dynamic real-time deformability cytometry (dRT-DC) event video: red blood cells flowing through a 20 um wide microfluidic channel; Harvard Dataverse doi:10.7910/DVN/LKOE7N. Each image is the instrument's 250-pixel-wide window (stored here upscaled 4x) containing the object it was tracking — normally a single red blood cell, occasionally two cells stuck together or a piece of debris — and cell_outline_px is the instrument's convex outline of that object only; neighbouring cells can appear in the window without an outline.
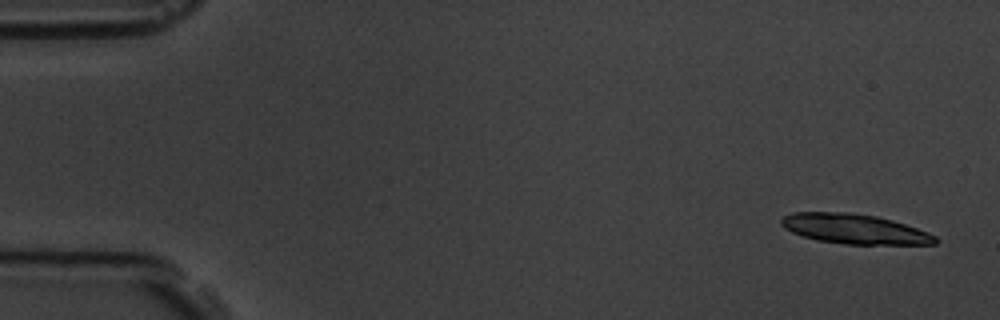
{"species": "common noctule bat (a hibernating species)", "species_latin": "Nyctalus noctula", "temperature_condition": "room temperature", "stored_images_in_passage": 5, "camera_frame_rate_fps": 3000, "um_per_image_px": 0.085, "animal": {"sex": "male", "body_mass_g": 19.5, "forearm_length_mm": 54.6}, "frame": {"image": 1, "passage_image": 1, "time_ms": 0.0, "image_size_px": [1000, 320], "cell_outline_px": [[940, 240], [936, 244], [844, 244], [816, 240], [792, 232], [784, 228], [780, 224], [780, 220], [784, 216], [792, 212], [848, 212], [876, 216], [892, 220], [928, 232], [936, 236]], "centroid_in_image_um": [72.62, 19.46], "position_along_channel_um": 12.4, "area_um2": 26.76}}
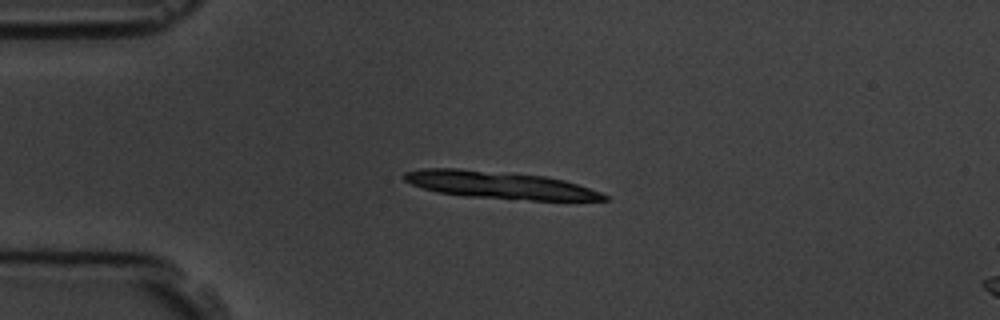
{"frame": {"image": 2, "passage_image": 4, "time_ms": 3.667, "image_size_px": [1000, 320], "cell_outline_px": [[608, 200], [532, 200], [464, 196], [436, 192], [412, 184], [404, 180], [404, 172], [424, 168], [456, 168], [544, 176], [564, 180], [600, 192], [608, 196]], "centroid_in_image_um": [42.43, 15.73], "position_along_channel_um": 42.6, "area_um2": 31.39}}